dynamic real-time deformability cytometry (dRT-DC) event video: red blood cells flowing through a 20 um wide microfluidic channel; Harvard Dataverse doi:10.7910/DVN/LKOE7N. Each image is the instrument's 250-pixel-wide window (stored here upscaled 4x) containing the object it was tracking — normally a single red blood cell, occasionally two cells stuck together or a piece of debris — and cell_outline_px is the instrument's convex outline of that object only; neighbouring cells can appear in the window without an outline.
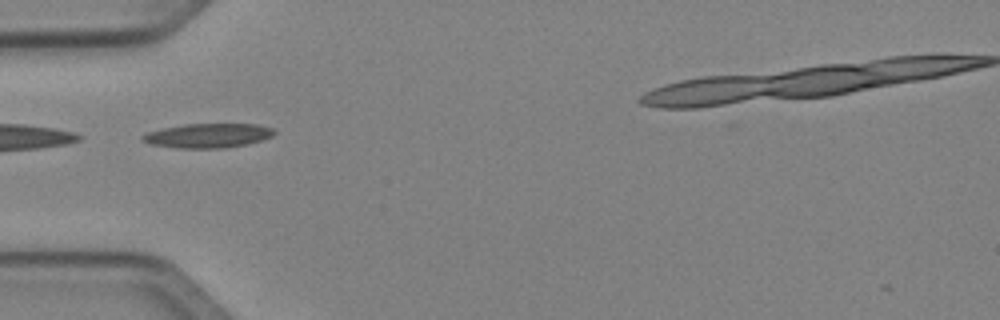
{"species": "Egyptian fruit bat (a non-hibernating species)", "species_latin": "Rousettus aegyptiacus", "temperature_condition": "cold", "stored_images_in_passage": 6, "camera_frame_rate_fps": 3000, "um_per_image_px": 0.085, "animal": {"sex": "female"}, "frame": {"image": 1, "passage_image": 1, "time_ms": 0.0, "image_size_px": [1000, 320], "cell_outline_px": [[276, 132], [272, 136], [248, 144], [224, 148], [180, 148], [152, 144], [140, 140], [140, 136], [148, 132], [164, 128], [184, 124], [256, 124], [276, 128]], "centroid_in_image_um": [17.71, 11.52], "position_along_channel_um": 67.3, "area_um2": 18.67}}
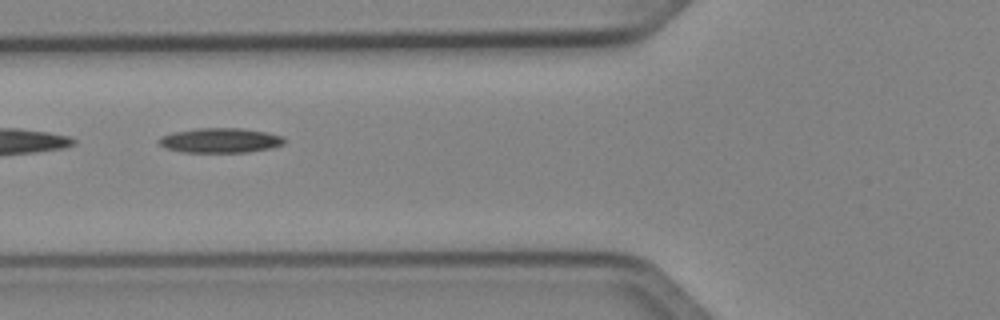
{"frame": {"image": 2, "passage_image": 4, "time_ms": 1.0, "image_size_px": [1000, 320], "cell_outline_px": [[284, 144], [268, 148], [248, 152], [184, 152], [164, 148], [156, 140], [160, 136], [172, 132], [196, 128], [240, 128], [264, 132], [280, 136], [284, 140]], "centroid_in_image_um": [18.62, 11.93], "position_along_channel_um": 107.2, "area_um2": 17.98}}